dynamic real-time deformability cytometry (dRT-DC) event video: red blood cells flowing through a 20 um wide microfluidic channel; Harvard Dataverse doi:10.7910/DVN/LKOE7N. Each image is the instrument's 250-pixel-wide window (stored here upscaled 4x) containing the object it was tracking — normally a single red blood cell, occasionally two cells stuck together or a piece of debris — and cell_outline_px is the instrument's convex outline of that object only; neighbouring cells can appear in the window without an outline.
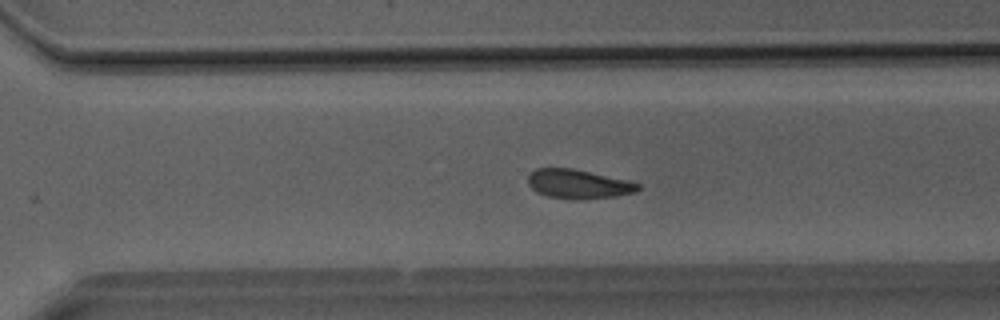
{"species": "Egyptian fruit bat (a non-hibernating species)", "species_latin": "Rousettus aegyptiacus", "temperature_condition": "room temperature", "stored_images_in_passage": 41, "camera_frame_rate_fps": 3000, "um_per_image_px": 0.085, "animal": {"sex": "male"}, "frame": {"image": 1, "passage_image": 29, "time_ms": 9.333, "image_size_px": [1000, 320], "cell_outline_px": [[640, 188], [636, 192], [616, 196], [548, 196], [536, 192], [528, 184], [528, 172], [536, 168], [572, 168], [628, 180], [640, 184]], "centroid_in_image_um": [49.13, 15.57], "position_along_channel_um": 321.5, "area_um2": 17.8}}
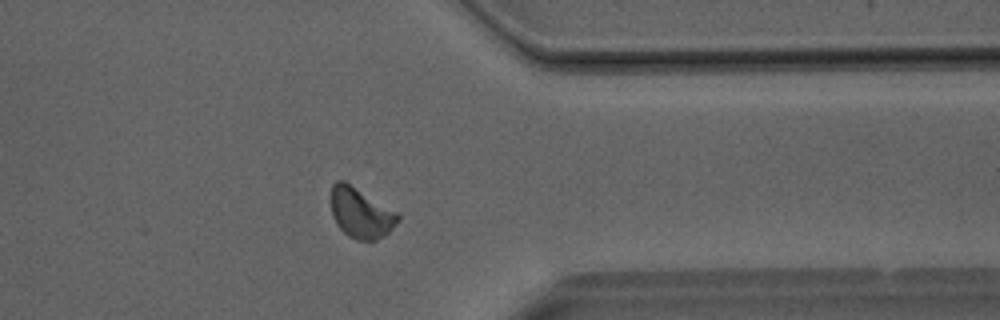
{"frame": {"image": 2, "passage_image": 33, "time_ms": 10.667, "image_size_px": [1000, 320], "cell_outline_px": [[400, 220], [384, 236], [376, 240], [356, 240], [348, 236], [336, 224], [332, 216], [332, 184], [336, 180], [344, 180], [396, 212], [400, 216]], "centroid_in_image_um": [30.65, 18.11], "position_along_channel_um": 380.7, "area_um2": 19.36}}
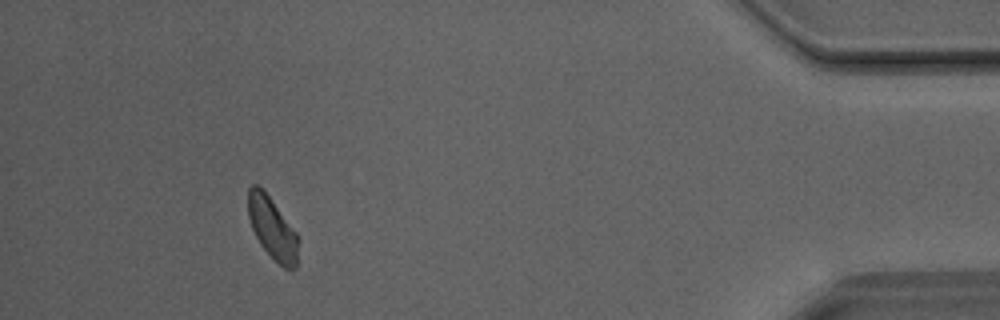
{"frame": {"image": 3, "passage_image": 38, "time_ms": 12.333, "image_size_px": [1000, 320], "cell_outline_px": [[296, 268], [284, 268], [260, 244], [252, 228], [248, 216], [248, 188], [252, 184], [256, 184], [264, 188], [296, 232]], "centroid_in_image_um": [23.1, 19.3], "position_along_channel_um": 412.1, "area_um2": 17.69}}